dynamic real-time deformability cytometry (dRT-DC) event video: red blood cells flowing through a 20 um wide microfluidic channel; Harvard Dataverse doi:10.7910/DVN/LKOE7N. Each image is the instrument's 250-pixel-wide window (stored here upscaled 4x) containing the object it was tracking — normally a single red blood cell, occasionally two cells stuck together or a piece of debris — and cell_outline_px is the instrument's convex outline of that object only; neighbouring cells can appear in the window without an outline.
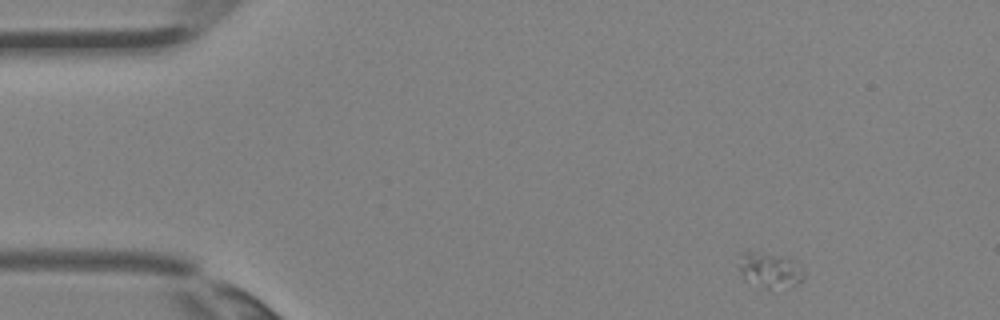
{"species": "Egyptian fruit bat (a non-hibernating species)", "species_latin": "Rousettus aegyptiacus", "temperature_condition": "room temperature", "stored_images_in_passage": 4, "camera_frame_rate_fps": 3000, "um_per_image_px": 0.085, "animal": {"sex": "female"}, "frame": {"image": 1, "passage_image": 1, "time_ms": 0.0, "image_size_px": [1000, 320], "cell_outline_px": [[804, 280], [796, 284], [768, 288], [764, 288], [744, 276], [740, 272], [740, 252], [748, 252], [788, 256], [804, 272]], "centroid_in_image_um": [65.47, 22.93], "position_along_channel_um": 19.5, "area_um2": 12.66}}